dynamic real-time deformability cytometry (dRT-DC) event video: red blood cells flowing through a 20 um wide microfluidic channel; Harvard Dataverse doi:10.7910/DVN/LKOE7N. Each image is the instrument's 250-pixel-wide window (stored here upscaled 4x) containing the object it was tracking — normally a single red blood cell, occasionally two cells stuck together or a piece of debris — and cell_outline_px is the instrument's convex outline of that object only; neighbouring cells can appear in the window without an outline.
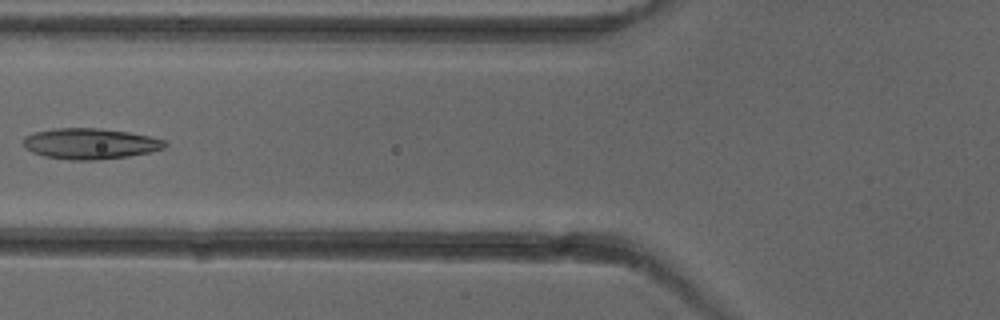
{"species": "common noctule bat (a hibernating species)", "species_latin": "Nyctalus noctula", "temperature_condition": "cold", "stored_images_in_passage": 3, "camera_frame_rate_fps": 3000, "um_per_image_px": 0.085, "animal": {"sex": "female"}, "frame": {"image": 1, "passage_image": 3, "time_ms": 2.333, "image_size_px": [1000, 320], "cell_outline_px": [[168, 144], [164, 148], [148, 152], [128, 156], [96, 160], [72, 160], [44, 156], [32, 152], [24, 148], [24, 136], [32, 132], [56, 128], [100, 128], [128, 132], [148, 136], [164, 140]], "centroid_in_image_um": [7.62, 12.21], "position_along_channel_um": 118.2, "area_um2": 25.37}}